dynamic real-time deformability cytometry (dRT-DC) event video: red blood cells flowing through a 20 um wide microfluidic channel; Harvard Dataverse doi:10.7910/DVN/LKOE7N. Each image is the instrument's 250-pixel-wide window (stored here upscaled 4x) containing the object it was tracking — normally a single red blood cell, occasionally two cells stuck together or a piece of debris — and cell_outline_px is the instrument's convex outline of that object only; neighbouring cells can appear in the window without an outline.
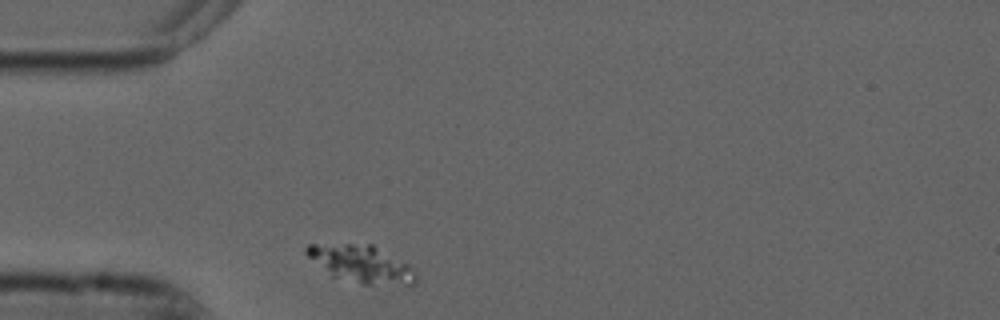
{"species": "common noctule bat (a hibernating species)", "species_latin": "Nyctalus noctula", "temperature_condition": "cold", "stored_images_in_passage": 35, "camera_frame_rate_fps": 3000, "um_per_image_px": 0.085, "animal": {"sex": "male", "forearm_length_mm": 52.5}, "frame": {"image": 1, "passage_image": 1, "time_ms": 0.0, "image_size_px": [1000, 320], "cell_outline_px": [[416, 284], [364, 284], [332, 276], [308, 256], [304, 252], [304, 248], [308, 244], [372, 244], [408, 264], [416, 276]], "centroid_in_image_um": [30.69, 22.42], "position_along_channel_um": 54.3, "area_um2": 23.29}}
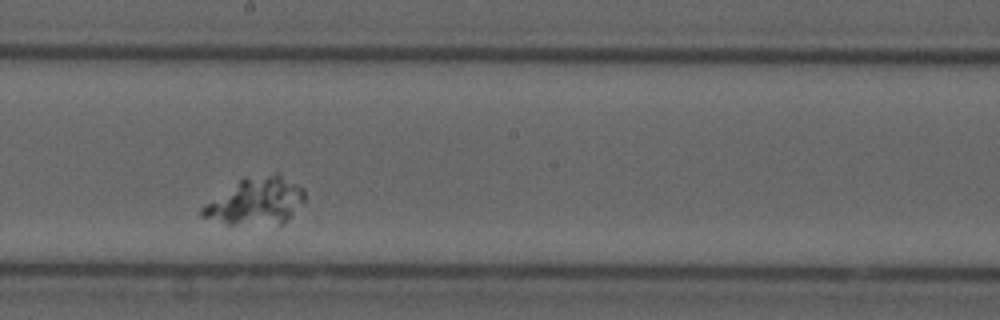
{"frame": {"image": 2, "passage_image": 17, "time_ms": 5.333, "image_size_px": [1000, 320], "cell_outline_px": [[304, 204], [284, 224], [224, 224], [200, 216], [200, 208], [204, 204], [244, 176], [276, 172], [280, 172], [304, 188]], "centroid_in_image_um": [21.79, 17.08], "position_along_channel_um": 226.4, "area_um2": 28.9}}
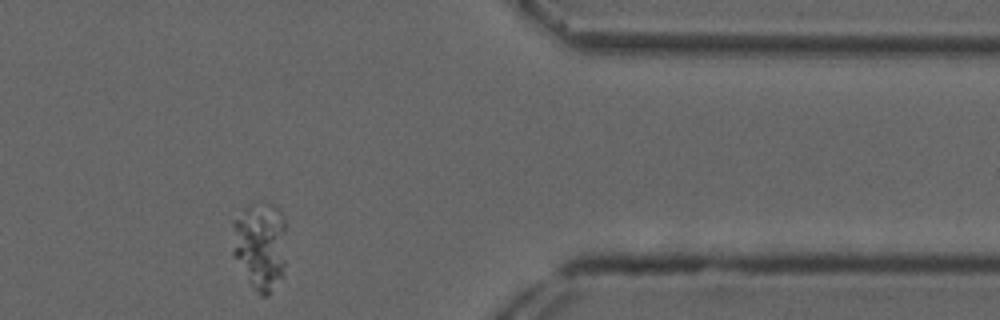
{"frame": {"image": 3, "passage_image": 33, "time_ms": 10.667, "image_size_px": [1000, 320], "cell_outline_px": [[284, 264], [280, 276], [268, 296], [260, 296], [256, 292], [232, 252], [232, 220], [248, 204], [260, 200], [264, 200], [272, 204], [280, 212], [284, 220]], "centroid_in_image_um": [22.07, 20.79], "position_along_channel_um": 389.3, "area_um2": 27.63}}